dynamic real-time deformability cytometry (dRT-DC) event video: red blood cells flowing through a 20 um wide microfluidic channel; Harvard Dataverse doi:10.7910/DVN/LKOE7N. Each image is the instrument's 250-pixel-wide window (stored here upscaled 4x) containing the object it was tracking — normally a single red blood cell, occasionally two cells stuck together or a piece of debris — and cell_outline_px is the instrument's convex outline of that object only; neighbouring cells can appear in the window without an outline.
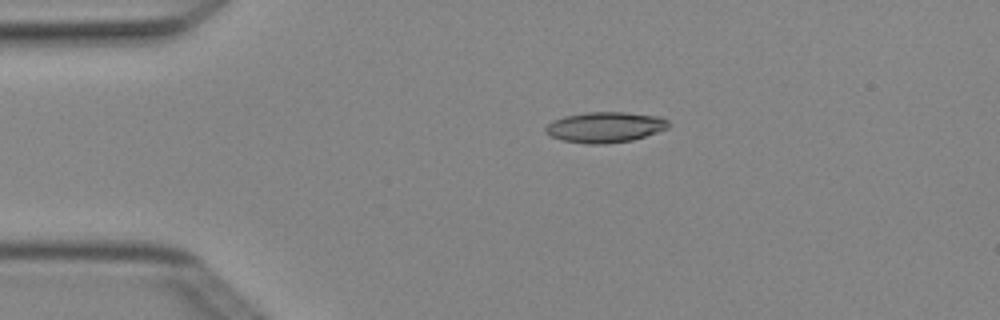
{"species": "Egyptian fruit bat (a non-hibernating species)", "species_latin": "Rousettus aegyptiacus", "temperature_condition": "cold", "stored_images_in_passage": 2, "camera_frame_rate_fps": 3000, "um_per_image_px": 0.085, "animal": {"sex": "female"}, "frame": {"image": 1, "passage_image": 2, "time_ms": 0.333, "image_size_px": [1000, 320], "cell_outline_px": [[672, 124], [668, 128], [632, 140], [604, 144], [588, 144], [560, 140], [544, 132], [544, 128], [552, 120], [564, 116], [588, 112], [624, 112], [660, 116], [668, 120]], "centroid_in_image_um": [51.43, 10.8], "position_along_channel_um": 33.6, "area_um2": 22.02}}